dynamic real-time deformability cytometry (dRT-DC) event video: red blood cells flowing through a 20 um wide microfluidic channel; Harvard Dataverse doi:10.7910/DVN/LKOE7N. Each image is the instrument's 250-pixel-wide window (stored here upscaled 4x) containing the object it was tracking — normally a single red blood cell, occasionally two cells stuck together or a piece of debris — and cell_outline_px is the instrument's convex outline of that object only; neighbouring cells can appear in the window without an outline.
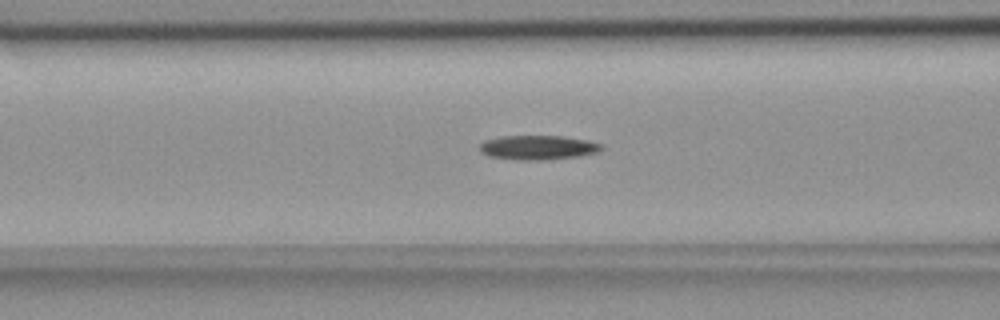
{"species": "common noctule bat (a hibernating species)", "species_latin": "Nyctalus noctula", "temperature_condition": "room temperature", "stored_images_in_passage": 53, "camera_frame_rate_fps": 3000, "um_per_image_px": 0.085, "animal": {"sex": "female", "body_mass_g": 18.4}, "frame": {"image": 1, "passage_image": 22, "time_ms": 7.0, "image_size_px": [1000, 320], "cell_outline_px": [[600, 148], [596, 152], [580, 156], [540, 160], [520, 160], [488, 156], [480, 152], [480, 144], [484, 140], [500, 136], [564, 136], [588, 140], [600, 144]], "centroid_in_image_um": [45.66, 12.53], "position_along_channel_um": 120.9, "area_um2": 17.17}}
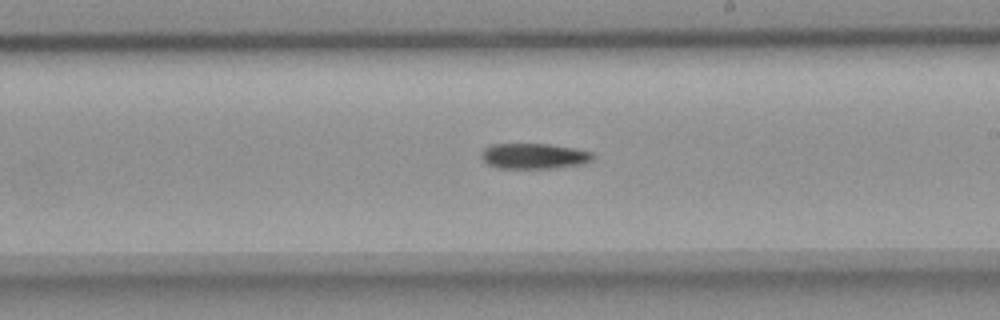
{"frame": {"image": 2, "passage_image": 32, "time_ms": 10.333, "image_size_px": [1000, 320], "cell_outline_px": [[596, 156], [592, 160], [584, 164], [556, 168], [496, 168], [488, 164], [480, 156], [484, 148], [492, 144], [548, 144], [572, 148], [592, 152]], "centroid_in_image_um": [45.41, 13.27], "position_along_channel_um": 243.6, "area_um2": 16.65}}
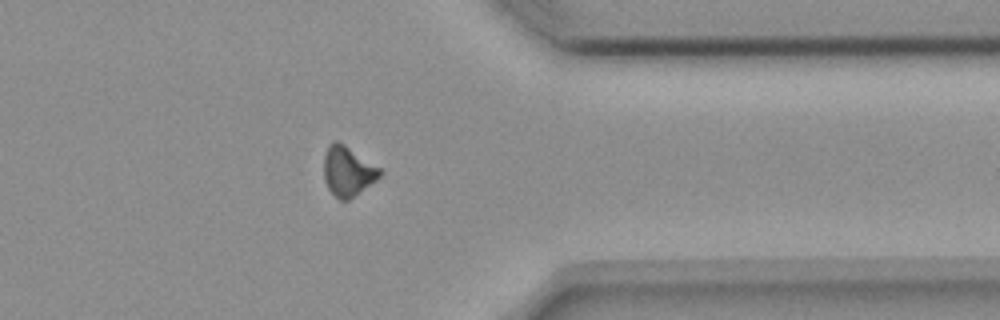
{"frame": {"image": 3, "passage_image": 44, "time_ms": 14.333, "image_size_px": [1000, 320], "cell_outline_px": [[384, 172], [376, 180], [348, 200], [340, 200], [328, 188], [324, 180], [324, 156], [328, 144], [332, 140], [336, 140], [344, 144], [380, 168]], "centroid_in_image_um": [29.55, 14.53], "position_along_channel_um": 381.9, "area_um2": 16.13}}